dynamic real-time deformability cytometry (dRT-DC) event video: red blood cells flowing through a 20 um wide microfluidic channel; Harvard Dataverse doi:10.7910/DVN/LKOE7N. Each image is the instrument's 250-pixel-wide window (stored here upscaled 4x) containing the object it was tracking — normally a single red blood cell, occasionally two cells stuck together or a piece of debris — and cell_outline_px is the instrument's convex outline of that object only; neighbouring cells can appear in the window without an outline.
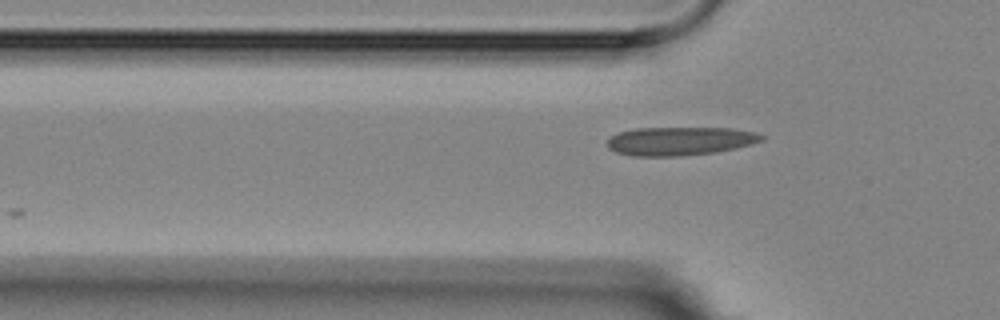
{"species": "Egyptian fruit bat (a non-hibernating species)", "species_latin": "Rousettus aegyptiacus", "temperature_condition": "room temperature", "stored_images_in_passage": 3, "camera_frame_rate_fps": 3000, "um_per_image_px": 0.085, "animal": {"sex": "female"}, "frame": {"image": 1, "passage_image": 3, "time_ms": 2.333, "image_size_px": [1000, 320], "cell_outline_px": [[764, 140], [752, 144], [736, 148], [716, 152], [680, 156], [632, 156], [616, 152], [608, 148], [608, 140], [616, 132], [636, 128], [732, 128], [756, 132], [764, 136]], "centroid_in_image_um": [57.8, 11.99], "position_along_channel_um": 68.0, "area_um2": 25.78}}